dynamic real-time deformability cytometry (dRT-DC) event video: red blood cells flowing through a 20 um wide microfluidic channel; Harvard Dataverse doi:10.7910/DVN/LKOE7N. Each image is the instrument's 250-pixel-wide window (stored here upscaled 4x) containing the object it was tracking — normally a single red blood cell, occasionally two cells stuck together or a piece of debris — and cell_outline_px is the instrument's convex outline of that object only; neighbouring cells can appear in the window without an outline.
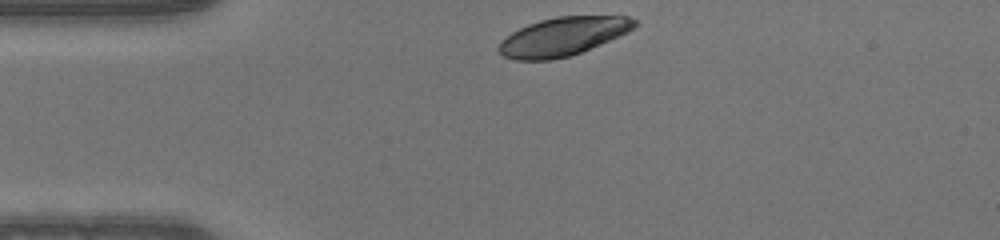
{"species": "human", "species_latin": "Homo sapiens", "temperature_condition": "warm", "stored_images_in_passage": 31, "camera_frame_rate_fps": 3000, "um_per_image_px": 0.085, "donor": {"sex": "male"}, "frame": {"image": 1, "passage_image": 1, "time_ms": 0.0, "image_size_px": [1000, 240], "cell_outline_px": [[636, 24], [628, 32], [600, 44], [580, 52], [568, 56], [552, 60], [516, 60], [504, 56], [496, 48], [500, 40], [512, 32], [528, 24], [540, 20], [556, 16], [628, 16], [636, 20]], "centroid_in_image_um": [47.8, 3.1], "position_along_channel_um": 37.2, "area_um2": 30.29}}
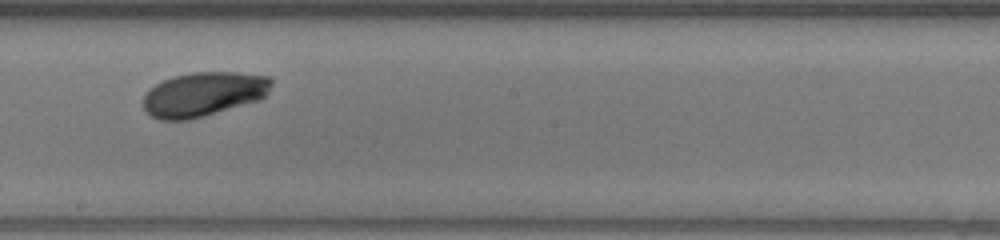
{"frame": {"image": 2, "passage_image": 18, "time_ms": 5.667, "image_size_px": [1000, 240], "cell_outline_px": [[272, 84], [268, 92], [260, 100], [204, 116], [188, 120], [160, 120], [152, 116], [144, 108], [144, 96], [148, 88], [172, 76], [192, 72], [240, 72], [268, 76], [272, 80]], "centroid_in_image_um": [17.31, 7.99], "position_along_channel_um": 230.9, "area_um2": 33.23}}
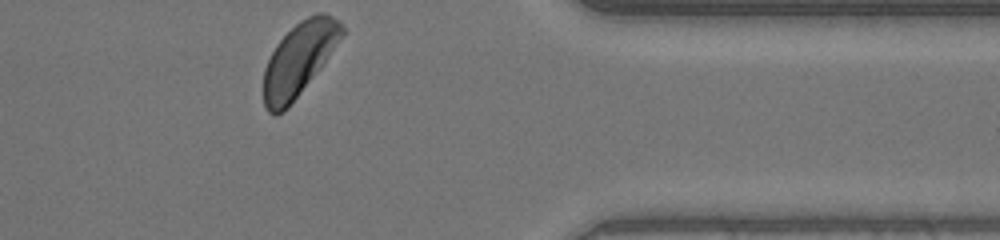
{"frame": {"image": 3, "passage_image": 31, "time_ms": 10.0, "image_size_px": [1000, 240], "cell_outline_px": [[344, 32], [320, 68], [288, 108], [284, 112], [276, 116], [272, 116], [268, 112], [264, 104], [264, 68], [276, 44], [300, 20], [316, 12], [324, 12], [340, 20], [344, 28]], "centroid_in_image_um": [25.39, 5.05], "position_along_channel_um": 386.0, "area_um2": 33.06}}